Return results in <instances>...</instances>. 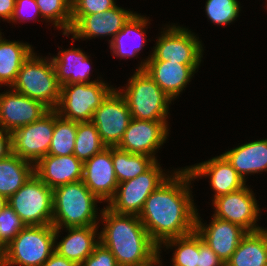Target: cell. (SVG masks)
Masks as SVG:
<instances>
[{
    "mask_svg": "<svg viewBox=\"0 0 267 266\" xmlns=\"http://www.w3.org/2000/svg\"><path fill=\"white\" fill-rule=\"evenodd\" d=\"M149 20V17L136 12L109 43L110 53L122 59L137 57L147 45L145 29L150 24Z\"/></svg>",
    "mask_w": 267,
    "mask_h": 266,
    "instance_id": "obj_24",
    "label": "cell"
},
{
    "mask_svg": "<svg viewBox=\"0 0 267 266\" xmlns=\"http://www.w3.org/2000/svg\"><path fill=\"white\" fill-rule=\"evenodd\" d=\"M84 163L74 154L67 156L46 155L34 165V173L50 187L82 180Z\"/></svg>",
    "mask_w": 267,
    "mask_h": 266,
    "instance_id": "obj_21",
    "label": "cell"
},
{
    "mask_svg": "<svg viewBox=\"0 0 267 266\" xmlns=\"http://www.w3.org/2000/svg\"><path fill=\"white\" fill-rule=\"evenodd\" d=\"M172 171L150 194L138 215L159 247L168 239L190 234L196 225L198 209L191 191L194 180L185 167Z\"/></svg>",
    "mask_w": 267,
    "mask_h": 266,
    "instance_id": "obj_1",
    "label": "cell"
},
{
    "mask_svg": "<svg viewBox=\"0 0 267 266\" xmlns=\"http://www.w3.org/2000/svg\"><path fill=\"white\" fill-rule=\"evenodd\" d=\"M26 227L9 204L0 211V239L8 245Z\"/></svg>",
    "mask_w": 267,
    "mask_h": 266,
    "instance_id": "obj_35",
    "label": "cell"
},
{
    "mask_svg": "<svg viewBox=\"0 0 267 266\" xmlns=\"http://www.w3.org/2000/svg\"><path fill=\"white\" fill-rule=\"evenodd\" d=\"M200 64H181L168 61H146L145 71L174 101L185 91ZM197 70V71H196Z\"/></svg>",
    "mask_w": 267,
    "mask_h": 266,
    "instance_id": "obj_20",
    "label": "cell"
},
{
    "mask_svg": "<svg viewBox=\"0 0 267 266\" xmlns=\"http://www.w3.org/2000/svg\"><path fill=\"white\" fill-rule=\"evenodd\" d=\"M158 264H159V254L151 262L144 263V264L137 265V266H158Z\"/></svg>",
    "mask_w": 267,
    "mask_h": 266,
    "instance_id": "obj_43",
    "label": "cell"
},
{
    "mask_svg": "<svg viewBox=\"0 0 267 266\" xmlns=\"http://www.w3.org/2000/svg\"><path fill=\"white\" fill-rule=\"evenodd\" d=\"M33 51L27 42L10 41L0 35V87H12L21 66Z\"/></svg>",
    "mask_w": 267,
    "mask_h": 266,
    "instance_id": "obj_26",
    "label": "cell"
},
{
    "mask_svg": "<svg viewBox=\"0 0 267 266\" xmlns=\"http://www.w3.org/2000/svg\"><path fill=\"white\" fill-rule=\"evenodd\" d=\"M197 266H225L217 254L203 241L198 234V265Z\"/></svg>",
    "mask_w": 267,
    "mask_h": 266,
    "instance_id": "obj_39",
    "label": "cell"
},
{
    "mask_svg": "<svg viewBox=\"0 0 267 266\" xmlns=\"http://www.w3.org/2000/svg\"><path fill=\"white\" fill-rule=\"evenodd\" d=\"M157 38L153 50L136 70H145L146 61H168L181 64H201L203 43L194 32L178 24L166 25ZM197 36V37H196Z\"/></svg>",
    "mask_w": 267,
    "mask_h": 266,
    "instance_id": "obj_6",
    "label": "cell"
},
{
    "mask_svg": "<svg viewBox=\"0 0 267 266\" xmlns=\"http://www.w3.org/2000/svg\"><path fill=\"white\" fill-rule=\"evenodd\" d=\"M168 121H148L132 118L117 148L135 154L153 157L166 143L169 135Z\"/></svg>",
    "mask_w": 267,
    "mask_h": 266,
    "instance_id": "obj_15",
    "label": "cell"
},
{
    "mask_svg": "<svg viewBox=\"0 0 267 266\" xmlns=\"http://www.w3.org/2000/svg\"><path fill=\"white\" fill-rule=\"evenodd\" d=\"M100 217V243L112 252L119 266L148 263L159 254V246L137 215L118 214L106 206Z\"/></svg>",
    "mask_w": 267,
    "mask_h": 266,
    "instance_id": "obj_2",
    "label": "cell"
},
{
    "mask_svg": "<svg viewBox=\"0 0 267 266\" xmlns=\"http://www.w3.org/2000/svg\"><path fill=\"white\" fill-rule=\"evenodd\" d=\"M80 266H119V264L112 252L99 243Z\"/></svg>",
    "mask_w": 267,
    "mask_h": 266,
    "instance_id": "obj_38",
    "label": "cell"
},
{
    "mask_svg": "<svg viewBox=\"0 0 267 266\" xmlns=\"http://www.w3.org/2000/svg\"><path fill=\"white\" fill-rule=\"evenodd\" d=\"M55 124V109L11 133L12 153L34 165L48 155Z\"/></svg>",
    "mask_w": 267,
    "mask_h": 266,
    "instance_id": "obj_11",
    "label": "cell"
},
{
    "mask_svg": "<svg viewBox=\"0 0 267 266\" xmlns=\"http://www.w3.org/2000/svg\"><path fill=\"white\" fill-rule=\"evenodd\" d=\"M162 263H163V262H162V260H161V255H160V253H159V264H158V266L163 265Z\"/></svg>",
    "mask_w": 267,
    "mask_h": 266,
    "instance_id": "obj_47",
    "label": "cell"
},
{
    "mask_svg": "<svg viewBox=\"0 0 267 266\" xmlns=\"http://www.w3.org/2000/svg\"><path fill=\"white\" fill-rule=\"evenodd\" d=\"M163 248L165 250L175 248L171 259L172 266L198 265V233L196 230L190 234L166 240L159 247L160 254Z\"/></svg>",
    "mask_w": 267,
    "mask_h": 266,
    "instance_id": "obj_30",
    "label": "cell"
},
{
    "mask_svg": "<svg viewBox=\"0 0 267 266\" xmlns=\"http://www.w3.org/2000/svg\"><path fill=\"white\" fill-rule=\"evenodd\" d=\"M95 196L82 180L53 189L52 225L63 230L68 227L101 226ZM99 213V215H98Z\"/></svg>",
    "mask_w": 267,
    "mask_h": 266,
    "instance_id": "obj_3",
    "label": "cell"
},
{
    "mask_svg": "<svg viewBox=\"0 0 267 266\" xmlns=\"http://www.w3.org/2000/svg\"><path fill=\"white\" fill-rule=\"evenodd\" d=\"M125 98L131 116L137 120L169 121L172 99L145 70H135L126 88H118Z\"/></svg>",
    "mask_w": 267,
    "mask_h": 266,
    "instance_id": "obj_4",
    "label": "cell"
},
{
    "mask_svg": "<svg viewBox=\"0 0 267 266\" xmlns=\"http://www.w3.org/2000/svg\"><path fill=\"white\" fill-rule=\"evenodd\" d=\"M42 266H79L75 262L66 259L54 252Z\"/></svg>",
    "mask_w": 267,
    "mask_h": 266,
    "instance_id": "obj_42",
    "label": "cell"
},
{
    "mask_svg": "<svg viewBox=\"0 0 267 266\" xmlns=\"http://www.w3.org/2000/svg\"><path fill=\"white\" fill-rule=\"evenodd\" d=\"M238 0H206L205 12L211 23L227 26L234 22L240 14Z\"/></svg>",
    "mask_w": 267,
    "mask_h": 266,
    "instance_id": "obj_34",
    "label": "cell"
},
{
    "mask_svg": "<svg viewBox=\"0 0 267 266\" xmlns=\"http://www.w3.org/2000/svg\"><path fill=\"white\" fill-rule=\"evenodd\" d=\"M89 57L80 48H75L74 44L71 49H62L57 55L50 56L59 84L62 86L64 84L101 81V77L90 81L92 66Z\"/></svg>",
    "mask_w": 267,
    "mask_h": 266,
    "instance_id": "obj_23",
    "label": "cell"
},
{
    "mask_svg": "<svg viewBox=\"0 0 267 266\" xmlns=\"http://www.w3.org/2000/svg\"><path fill=\"white\" fill-rule=\"evenodd\" d=\"M50 109L11 87L0 93V128L12 133L17 128L33 123Z\"/></svg>",
    "mask_w": 267,
    "mask_h": 266,
    "instance_id": "obj_16",
    "label": "cell"
},
{
    "mask_svg": "<svg viewBox=\"0 0 267 266\" xmlns=\"http://www.w3.org/2000/svg\"><path fill=\"white\" fill-rule=\"evenodd\" d=\"M54 248L52 224L28 225L6 246L5 266H42Z\"/></svg>",
    "mask_w": 267,
    "mask_h": 266,
    "instance_id": "obj_7",
    "label": "cell"
},
{
    "mask_svg": "<svg viewBox=\"0 0 267 266\" xmlns=\"http://www.w3.org/2000/svg\"><path fill=\"white\" fill-rule=\"evenodd\" d=\"M34 174V164L14 153L0 159V195L9 199Z\"/></svg>",
    "mask_w": 267,
    "mask_h": 266,
    "instance_id": "obj_28",
    "label": "cell"
},
{
    "mask_svg": "<svg viewBox=\"0 0 267 266\" xmlns=\"http://www.w3.org/2000/svg\"><path fill=\"white\" fill-rule=\"evenodd\" d=\"M100 226L68 227V234L59 242L60 228H55V252L68 260L81 265L100 243ZM97 238V239H96Z\"/></svg>",
    "mask_w": 267,
    "mask_h": 266,
    "instance_id": "obj_22",
    "label": "cell"
},
{
    "mask_svg": "<svg viewBox=\"0 0 267 266\" xmlns=\"http://www.w3.org/2000/svg\"><path fill=\"white\" fill-rule=\"evenodd\" d=\"M8 204V199L5 196L0 195V211H2Z\"/></svg>",
    "mask_w": 267,
    "mask_h": 266,
    "instance_id": "obj_45",
    "label": "cell"
},
{
    "mask_svg": "<svg viewBox=\"0 0 267 266\" xmlns=\"http://www.w3.org/2000/svg\"><path fill=\"white\" fill-rule=\"evenodd\" d=\"M103 144L96 126L90 122H77V133L73 154L83 163L101 152Z\"/></svg>",
    "mask_w": 267,
    "mask_h": 266,
    "instance_id": "obj_32",
    "label": "cell"
},
{
    "mask_svg": "<svg viewBox=\"0 0 267 266\" xmlns=\"http://www.w3.org/2000/svg\"><path fill=\"white\" fill-rule=\"evenodd\" d=\"M115 6V0H71V15L101 14Z\"/></svg>",
    "mask_w": 267,
    "mask_h": 266,
    "instance_id": "obj_36",
    "label": "cell"
},
{
    "mask_svg": "<svg viewBox=\"0 0 267 266\" xmlns=\"http://www.w3.org/2000/svg\"><path fill=\"white\" fill-rule=\"evenodd\" d=\"M12 153L11 133L0 128V159Z\"/></svg>",
    "mask_w": 267,
    "mask_h": 266,
    "instance_id": "obj_40",
    "label": "cell"
},
{
    "mask_svg": "<svg viewBox=\"0 0 267 266\" xmlns=\"http://www.w3.org/2000/svg\"><path fill=\"white\" fill-rule=\"evenodd\" d=\"M42 20H47L54 28L69 33L72 27L71 0H36Z\"/></svg>",
    "mask_w": 267,
    "mask_h": 266,
    "instance_id": "obj_33",
    "label": "cell"
},
{
    "mask_svg": "<svg viewBox=\"0 0 267 266\" xmlns=\"http://www.w3.org/2000/svg\"><path fill=\"white\" fill-rule=\"evenodd\" d=\"M0 245L4 248V249H6V244L0 239Z\"/></svg>",
    "mask_w": 267,
    "mask_h": 266,
    "instance_id": "obj_46",
    "label": "cell"
},
{
    "mask_svg": "<svg viewBox=\"0 0 267 266\" xmlns=\"http://www.w3.org/2000/svg\"><path fill=\"white\" fill-rule=\"evenodd\" d=\"M15 7V0H0V19L10 22Z\"/></svg>",
    "mask_w": 267,
    "mask_h": 266,
    "instance_id": "obj_41",
    "label": "cell"
},
{
    "mask_svg": "<svg viewBox=\"0 0 267 266\" xmlns=\"http://www.w3.org/2000/svg\"><path fill=\"white\" fill-rule=\"evenodd\" d=\"M212 204L213 216L237 224L247 232L264 228L257 224L262 212L254 191L248 185L212 199Z\"/></svg>",
    "mask_w": 267,
    "mask_h": 266,
    "instance_id": "obj_12",
    "label": "cell"
},
{
    "mask_svg": "<svg viewBox=\"0 0 267 266\" xmlns=\"http://www.w3.org/2000/svg\"><path fill=\"white\" fill-rule=\"evenodd\" d=\"M11 88L40 101L49 109H56L60 100L61 85L52 59L49 56L43 58L34 51L24 61Z\"/></svg>",
    "mask_w": 267,
    "mask_h": 266,
    "instance_id": "obj_5",
    "label": "cell"
},
{
    "mask_svg": "<svg viewBox=\"0 0 267 266\" xmlns=\"http://www.w3.org/2000/svg\"><path fill=\"white\" fill-rule=\"evenodd\" d=\"M212 217L209 224L203 223L197 211L195 230L223 263L226 264L240 244L242 238L247 234V231L237 224L213 215Z\"/></svg>",
    "mask_w": 267,
    "mask_h": 266,
    "instance_id": "obj_17",
    "label": "cell"
},
{
    "mask_svg": "<svg viewBox=\"0 0 267 266\" xmlns=\"http://www.w3.org/2000/svg\"><path fill=\"white\" fill-rule=\"evenodd\" d=\"M223 155L246 183V176L267 171V139L250 141L228 149Z\"/></svg>",
    "mask_w": 267,
    "mask_h": 266,
    "instance_id": "obj_25",
    "label": "cell"
},
{
    "mask_svg": "<svg viewBox=\"0 0 267 266\" xmlns=\"http://www.w3.org/2000/svg\"><path fill=\"white\" fill-rule=\"evenodd\" d=\"M77 122L66 120L55 110V124L48 154L67 156L74 152Z\"/></svg>",
    "mask_w": 267,
    "mask_h": 266,
    "instance_id": "obj_31",
    "label": "cell"
},
{
    "mask_svg": "<svg viewBox=\"0 0 267 266\" xmlns=\"http://www.w3.org/2000/svg\"><path fill=\"white\" fill-rule=\"evenodd\" d=\"M225 266H267V230L247 232Z\"/></svg>",
    "mask_w": 267,
    "mask_h": 266,
    "instance_id": "obj_27",
    "label": "cell"
},
{
    "mask_svg": "<svg viewBox=\"0 0 267 266\" xmlns=\"http://www.w3.org/2000/svg\"><path fill=\"white\" fill-rule=\"evenodd\" d=\"M164 171L157 160L144 173L118 183L115 196L106 206L118 214L138 216L150 194L172 174L170 171Z\"/></svg>",
    "mask_w": 267,
    "mask_h": 266,
    "instance_id": "obj_9",
    "label": "cell"
},
{
    "mask_svg": "<svg viewBox=\"0 0 267 266\" xmlns=\"http://www.w3.org/2000/svg\"><path fill=\"white\" fill-rule=\"evenodd\" d=\"M131 120L125 98L114 88L95 110L91 122L106 147H117Z\"/></svg>",
    "mask_w": 267,
    "mask_h": 266,
    "instance_id": "obj_13",
    "label": "cell"
},
{
    "mask_svg": "<svg viewBox=\"0 0 267 266\" xmlns=\"http://www.w3.org/2000/svg\"><path fill=\"white\" fill-rule=\"evenodd\" d=\"M8 204L26 226L52 224L53 189L35 173L8 199Z\"/></svg>",
    "mask_w": 267,
    "mask_h": 266,
    "instance_id": "obj_10",
    "label": "cell"
},
{
    "mask_svg": "<svg viewBox=\"0 0 267 266\" xmlns=\"http://www.w3.org/2000/svg\"><path fill=\"white\" fill-rule=\"evenodd\" d=\"M36 17L39 22L41 13L36 0H15L14 13L10 22L15 24L17 22H30L32 19H35L36 21Z\"/></svg>",
    "mask_w": 267,
    "mask_h": 266,
    "instance_id": "obj_37",
    "label": "cell"
},
{
    "mask_svg": "<svg viewBox=\"0 0 267 266\" xmlns=\"http://www.w3.org/2000/svg\"><path fill=\"white\" fill-rule=\"evenodd\" d=\"M82 181L102 202L108 203L115 196L118 180L112 161V147L104 148L84 162Z\"/></svg>",
    "mask_w": 267,
    "mask_h": 266,
    "instance_id": "obj_18",
    "label": "cell"
},
{
    "mask_svg": "<svg viewBox=\"0 0 267 266\" xmlns=\"http://www.w3.org/2000/svg\"><path fill=\"white\" fill-rule=\"evenodd\" d=\"M112 161L118 183L133 179L148 170L156 160L143 154L112 147Z\"/></svg>",
    "mask_w": 267,
    "mask_h": 266,
    "instance_id": "obj_29",
    "label": "cell"
},
{
    "mask_svg": "<svg viewBox=\"0 0 267 266\" xmlns=\"http://www.w3.org/2000/svg\"><path fill=\"white\" fill-rule=\"evenodd\" d=\"M0 266H5V249L0 245Z\"/></svg>",
    "mask_w": 267,
    "mask_h": 266,
    "instance_id": "obj_44",
    "label": "cell"
},
{
    "mask_svg": "<svg viewBox=\"0 0 267 266\" xmlns=\"http://www.w3.org/2000/svg\"><path fill=\"white\" fill-rule=\"evenodd\" d=\"M114 88L104 79L92 83L64 84L55 110L66 120L90 122L95 110Z\"/></svg>",
    "mask_w": 267,
    "mask_h": 266,
    "instance_id": "obj_8",
    "label": "cell"
},
{
    "mask_svg": "<svg viewBox=\"0 0 267 266\" xmlns=\"http://www.w3.org/2000/svg\"><path fill=\"white\" fill-rule=\"evenodd\" d=\"M135 13L130 9L126 10L124 7H119L117 4L112 9L104 11L101 14L71 15V30L69 33H63V35L68 38L71 35V43H73V40H89L96 37L104 38L108 36V38L111 37L108 40L110 43Z\"/></svg>",
    "mask_w": 267,
    "mask_h": 266,
    "instance_id": "obj_14",
    "label": "cell"
},
{
    "mask_svg": "<svg viewBox=\"0 0 267 266\" xmlns=\"http://www.w3.org/2000/svg\"><path fill=\"white\" fill-rule=\"evenodd\" d=\"M185 168L193 180L203 177L210 178L209 183L214 191L213 199L237 191L246 185L223 154Z\"/></svg>",
    "mask_w": 267,
    "mask_h": 266,
    "instance_id": "obj_19",
    "label": "cell"
}]
</instances>
